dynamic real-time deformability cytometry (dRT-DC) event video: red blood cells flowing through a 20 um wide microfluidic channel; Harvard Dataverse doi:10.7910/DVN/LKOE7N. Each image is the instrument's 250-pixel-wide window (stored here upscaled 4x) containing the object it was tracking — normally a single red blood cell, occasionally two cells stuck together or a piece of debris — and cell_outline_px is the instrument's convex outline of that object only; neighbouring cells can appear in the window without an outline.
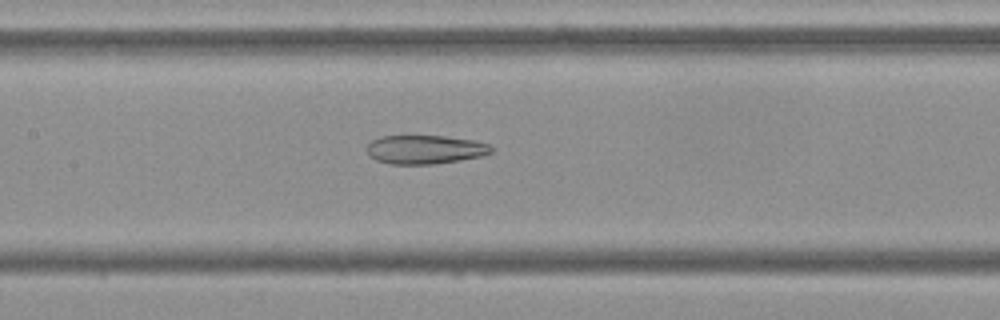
{"species": "Egyptian fruit bat (a non-hibernating species)", "species_latin": "Rousettus aegyptiacus", "temperature_condition": "cold", "stored_images_in_passage": 50, "camera_frame_rate_fps": 3000, "um_per_image_px": 0.085, "frame": {"image": 1, "passage_image": 21, "time_ms": 6.667, "image_size_px": [1000, 320], "cell_outline_px": [[496, 148], [492, 152], [480, 156], [460, 160], [432, 164], [388, 164], [376, 160], [368, 152], [368, 144], [372, 140], [380, 136], [444, 136], [472, 140], [488, 144]], "centroid_in_image_um": [36.14, 12.71], "position_along_channel_um": 171.3, "area_um2": 20.75}}
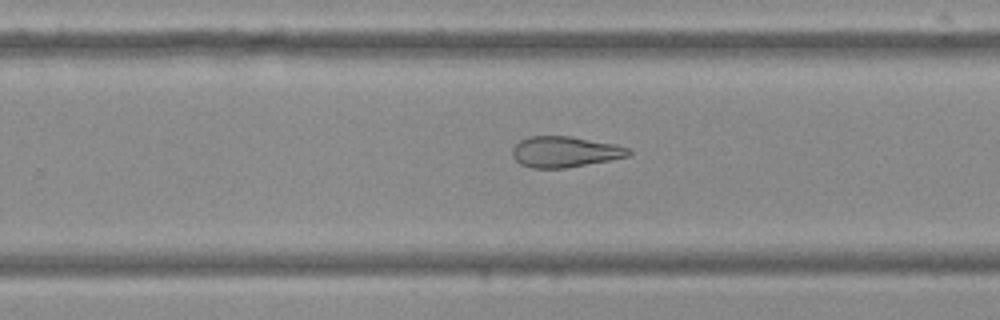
{"frame": {"image": 2, "passage_image": 30, "time_ms": 9.667, "image_size_px": [1000, 320], "cell_outline_px": [[632, 152], [628, 156], [608, 160], [564, 168], [532, 168], [520, 164], [512, 156], [512, 148], [520, 140], [528, 136], [568, 136], [616, 144], [628, 148]], "centroid_in_image_um": [47.97, 12.9], "position_along_channel_um": 281.8, "area_um2": 20.75}}
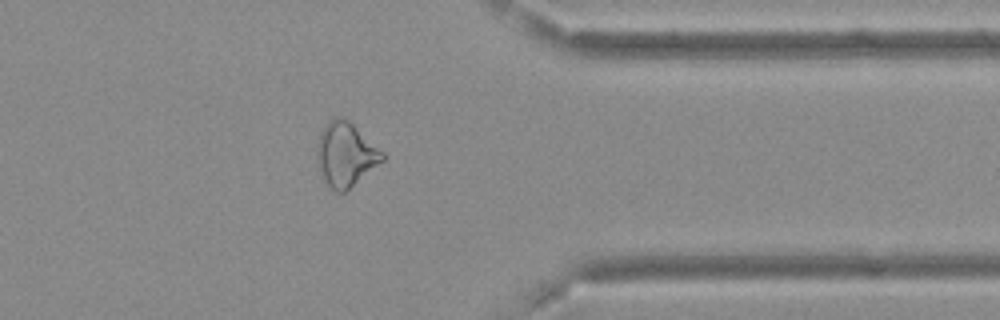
{"frame": {"image": 3, "passage_image": 39, "time_ms": 12.667, "image_size_px": [1000, 320], "cell_outline_px": [[384, 160], [344, 192], [336, 192], [328, 184], [320, 168], [316, 156], [316, 144], [320, 132], [328, 120], [332, 116], [344, 116], [384, 152]], "centroid_in_image_um": [29.37, 13.06], "position_along_channel_um": 382.0, "area_um2": 24.22}, "authors_computed_cell_mechanics": {"area_um2": 25.4898, "velocity_mm_per_s": 3.6936, "shape_relaxation_time_tau1_ms": null, "shape_relaxation_time_tau2_ms": 5.2416, "deformation_change_tau1": null, "deformation_change_tau2": 0.1538}}